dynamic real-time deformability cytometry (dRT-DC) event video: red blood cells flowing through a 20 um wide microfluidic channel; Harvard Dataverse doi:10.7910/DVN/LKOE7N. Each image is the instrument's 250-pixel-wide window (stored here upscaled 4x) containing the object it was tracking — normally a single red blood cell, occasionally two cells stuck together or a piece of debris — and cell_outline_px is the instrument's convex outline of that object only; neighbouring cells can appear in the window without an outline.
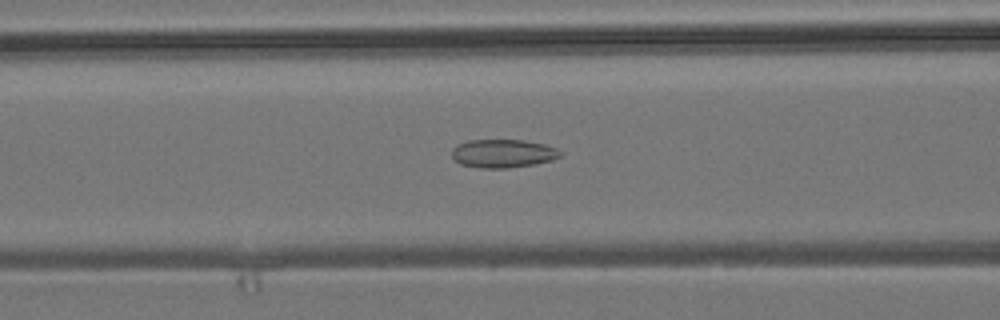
{"species": "common noctule bat (a hibernating species)", "species_latin": "Nyctalus noctula", "temperature_condition": "room temperature", "stored_images_in_passage": 49, "camera_frame_rate_fps": 3000, "um_per_image_px": 0.085, "animal": {"sex": "male", "body_mass_g": 19.2, "forearm_length_mm": 51.8}, "frame": {"image": 1, "passage_image": 22, "time_ms": 7.0, "image_size_px": [1000, 320], "cell_outline_px": [[560, 156], [552, 160], [536, 164], [508, 168], [480, 168], [460, 164], [452, 156], [452, 148], [456, 144], [468, 140], [524, 140], [544, 144], [556, 148], [560, 152]], "centroid_in_image_um": [42.73, 13.04], "position_along_channel_um": 123.9, "area_um2": 17.98}}
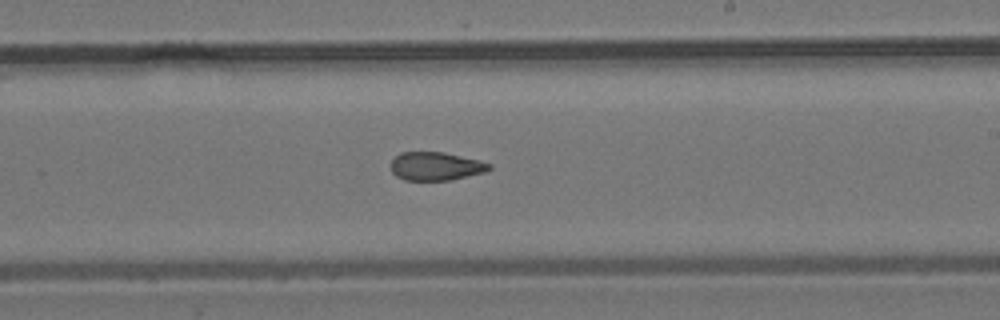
{"frame": {"image": 2, "passage_image": 32, "time_ms": 10.333, "image_size_px": [1000, 320], "cell_outline_px": [[492, 168], [484, 172], [452, 180], [404, 180], [396, 176], [392, 172], [392, 160], [400, 152], [444, 152], [480, 160], [492, 164]], "centroid_in_image_um": [37.06, 14.13], "position_along_channel_um": 251.9, "area_um2": 16.3}}
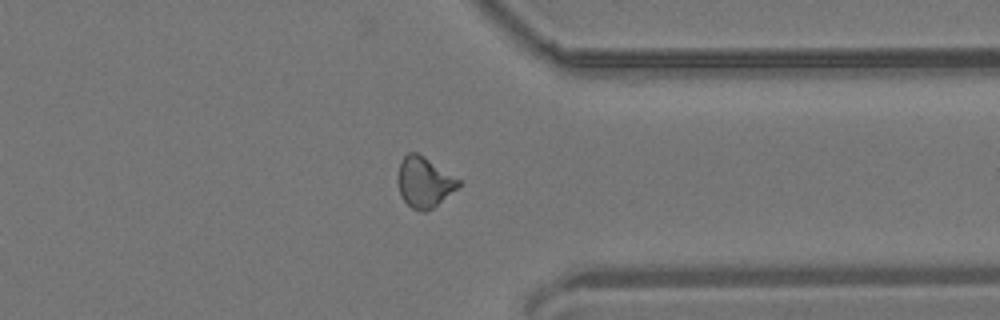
{"frame": {"image": 3, "passage_image": 42, "time_ms": 13.667, "image_size_px": [1000, 320], "cell_outline_px": [[460, 184], [456, 188], [432, 208], [424, 212], [420, 212], [412, 208], [404, 200], [400, 192], [400, 164], [404, 156], [408, 152], [416, 152], [424, 156], [460, 180]], "centroid_in_image_um": [36.07, 15.48], "position_along_channel_um": 375.3, "area_um2": 17.11}, "authors_computed_cell_mechanics": {"area_um2": 17.5134, "velocity_mm_per_s": 3.8476, "shape_relaxation_time_tau1_ms": null, "shape_relaxation_time_tau2_ms": 2.2229, "deformation_change_tau1": null, "deformation_change_tau2": 0.0891}}